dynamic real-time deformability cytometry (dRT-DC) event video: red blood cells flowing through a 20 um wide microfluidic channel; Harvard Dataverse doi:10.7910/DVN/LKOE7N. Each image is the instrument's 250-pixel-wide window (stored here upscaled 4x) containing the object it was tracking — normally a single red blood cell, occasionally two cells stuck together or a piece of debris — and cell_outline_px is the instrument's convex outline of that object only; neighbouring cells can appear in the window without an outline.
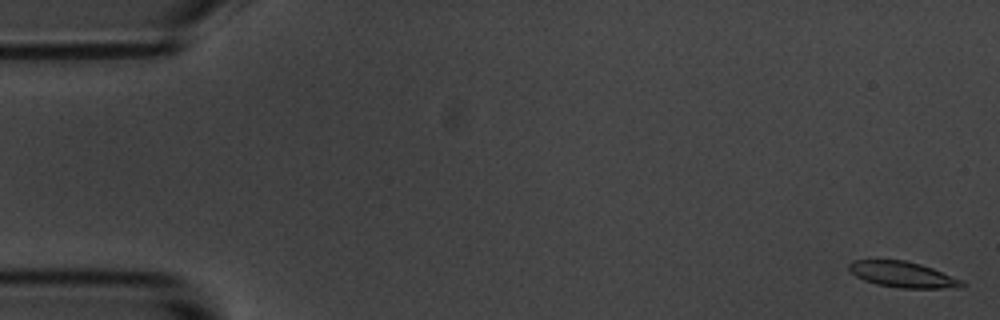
{"species": "common noctule bat (a hibernating species)", "species_latin": "Nyctalus noctula", "temperature_condition": "room temperature", "stored_images_in_passage": 11, "camera_frame_rate_fps": 3000, "um_per_image_px": 0.085, "animal": {"sex": "male", "body_mass_g": 20.1, "forearm_length_mm": 53.5}, "frame": {"image": 1, "passage_image": 1, "time_ms": 0.0, "image_size_px": [1000, 320], "cell_outline_px": [[964, 284], [960, 288], [900, 288], [876, 284], [864, 280], [856, 276], [848, 268], [848, 264], [852, 260], [904, 260], [920, 264], [932, 268], [964, 280]], "centroid_in_image_um": [76.75, 23.34], "position_along_channel_um": 8.3, "area_um2": 16.99}}
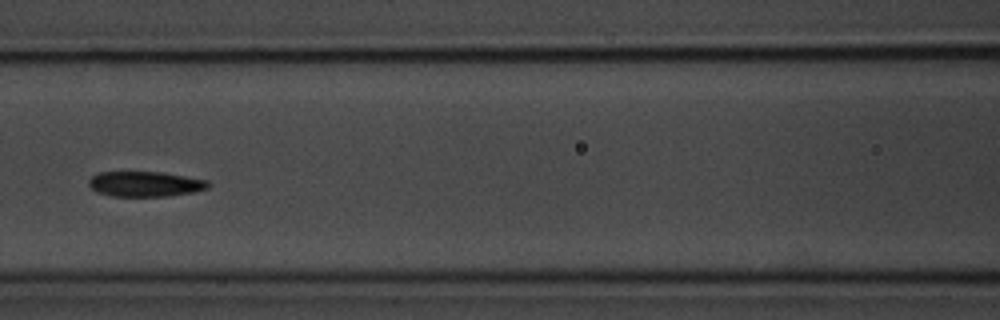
{"frame": {"image": 2, "passage_image": 7, "time_ms": 8.0, "image_size_px": [1000, 320], "cell_outline_px": [[208, 188], [192, 192], [168, 196], [112, 196], [96, 192], [88, 184], [88, 180], [96, 172], [160, 172], [208, 180]], "centroid_in_image_um": [12.29, 15.64], "position_along_channel_um": 154.3, "area_um2": 17.46}}
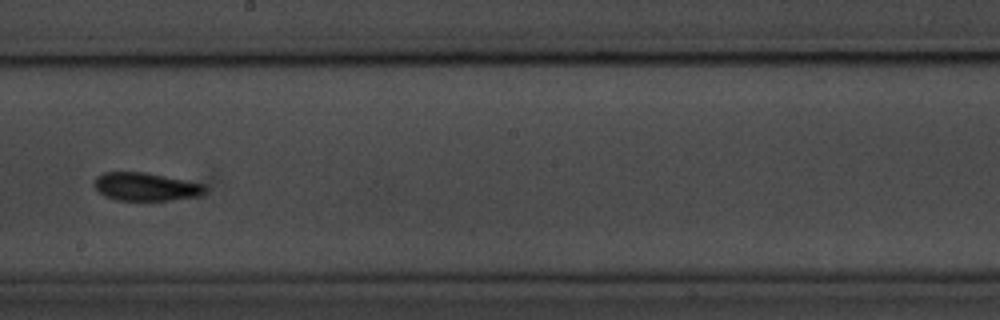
{"frame": {"image": 3, "passage_image": 9, "time_ms": 10.333, "image_size_px": [1000, 320], "cell_outline_px": [[204, 192], [200, 196], [172, 200], [116, 200], [104, 196], [92, 184], [104, 172], [144, 172], [204, 184]], "centroid_in_image_um": [12.38, 15.88], "position_along_channel_um": 235.8, "area_um2": 17.92}}